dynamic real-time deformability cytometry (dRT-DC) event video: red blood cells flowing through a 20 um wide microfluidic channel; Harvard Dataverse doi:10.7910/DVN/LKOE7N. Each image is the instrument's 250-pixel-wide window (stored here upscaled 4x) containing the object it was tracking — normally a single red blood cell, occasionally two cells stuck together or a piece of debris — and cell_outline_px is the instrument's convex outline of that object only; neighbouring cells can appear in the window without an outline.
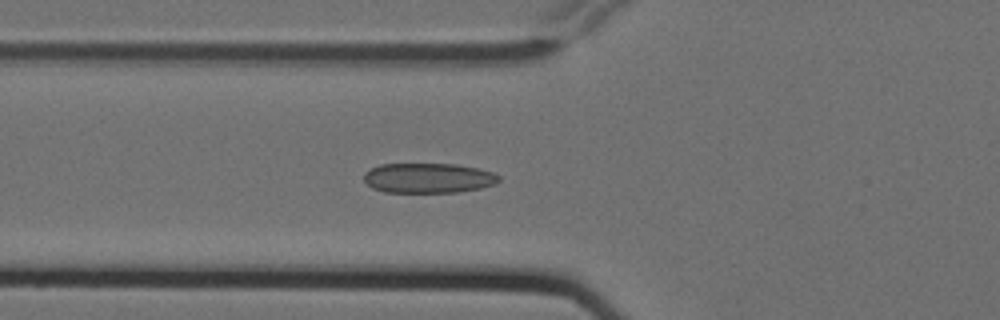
{"species": "Egyptian fruit bat (a non-hibernating species)", "species_latin": "Rousettus aegyptiacus", "temperature_condition": "cold", "stored_images_in_passage": 6, "camera_frame_rate_fps": 3000, "um_per_image_px": 0.085, "animal": {"sex": "female"}, "frame": {"image": 1, "passage_image": 6, "time_ms": 1.667, "image_size_px": [1000, 320], "cell_outline_px": [[500, 180], [496, 184], [480, 188], [456, 192], [384, 192], [372, 188], [364, 180], [364, 172], [380, 164], [456, 164], [476, 168], [492, 172], [500, 176]], "centroid_in_image_um": [36.4, 15.13], "position_along_channel_um": 89.4, "area_um2": 23.52}}